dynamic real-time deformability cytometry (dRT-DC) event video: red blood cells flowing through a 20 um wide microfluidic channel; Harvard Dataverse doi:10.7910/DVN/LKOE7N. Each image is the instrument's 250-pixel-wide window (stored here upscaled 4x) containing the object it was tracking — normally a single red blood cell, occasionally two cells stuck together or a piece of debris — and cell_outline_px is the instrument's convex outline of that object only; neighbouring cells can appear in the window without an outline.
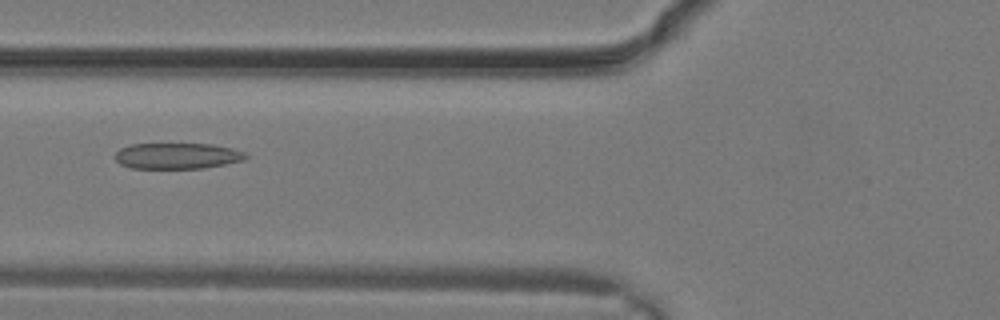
{"species": "common noctule bat (a hibernating species)", "species_latin": "Nyctalus noctula", "temperature_condition": "warm", "stored_images_in_passage": 7, "camera_frame_rate_fps": 3000, "um_per_image_px": 0.085, "animal": {"sex": "male", "body_mass_g": 19.2, "forearm_length_mm": 51.8}, "frame": {"image": 1, "passage_image": 4, "time_ms": 1.0, "image_size_px": [1000, 320], "cell_outline_px": [[248, 156], [244, 160], [204, 168], [132, 168], [120, 164], [116, 160], [116, 152], [120, 148], [132, 144], [212, 144], [232, 148], [244, 152]], "centroid_in_image_um": [15.07, 13.25], "position_along_channel_um": 110.7, "area_um2": 19.65}}
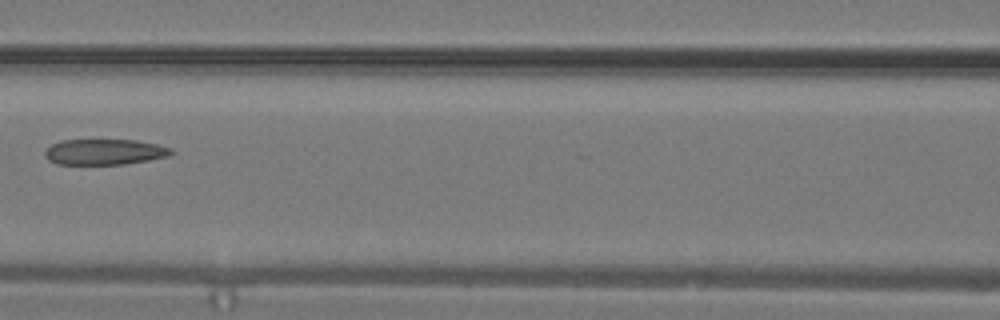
{"frame": {"image": 2, "passage_image": 6, "time_ms": 1.667, "image_size_px": [1000, 320], "cell_outline_px": [[176, 152], [168, 156], [148, 160], [124, 164], [56, 164], [48, 160], [44, 156], [44, 152], [52, 144], [60, 140], [136, 140], [156, 144], [172, 148]], "centroid_in_image_um": [8.89, 12.91], "position_along_channel_um": 157.7, "area_um2": 18.96}}